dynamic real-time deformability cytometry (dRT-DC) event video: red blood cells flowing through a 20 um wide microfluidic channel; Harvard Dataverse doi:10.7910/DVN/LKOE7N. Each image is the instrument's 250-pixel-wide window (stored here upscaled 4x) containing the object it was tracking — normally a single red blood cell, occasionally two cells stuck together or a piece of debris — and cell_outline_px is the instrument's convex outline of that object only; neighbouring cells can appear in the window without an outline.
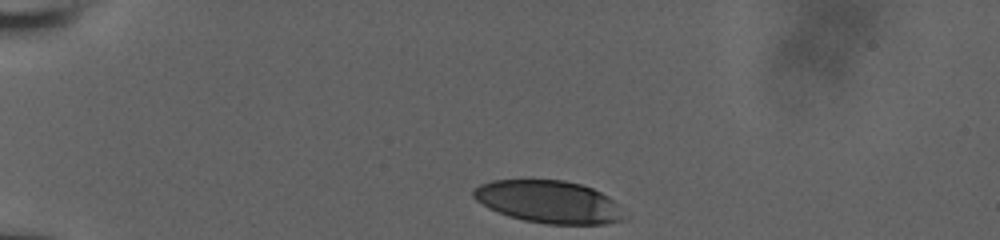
{"species": "human", "species_latin": "Homo sapiens", "temperature_condition": "room temperature", "stored_images_in_passage": 34, "camera_frame_rate_fps": 3000, "um_per_image_px": 0.085, "donor": {"sex": "male"}, "frame": {"image": 1, "passage_image": 1, "time_ms": 0.0, "image_size_px": [1000, 240], "cell_outline_px": [[632, 216], [628, 220], [604, 224], [548, 224], [524, 220], [508, 216], [488, 208], [476, 200], [472, 196], [472, 188], [480, 184], [492, 180], [564, 180], [580, 184], [592, 188], [608, 196]], "centroid_in_image_um": [46.71, 17.17], "position_along_channel_um": 38.3, "area_um2": 37.92}}
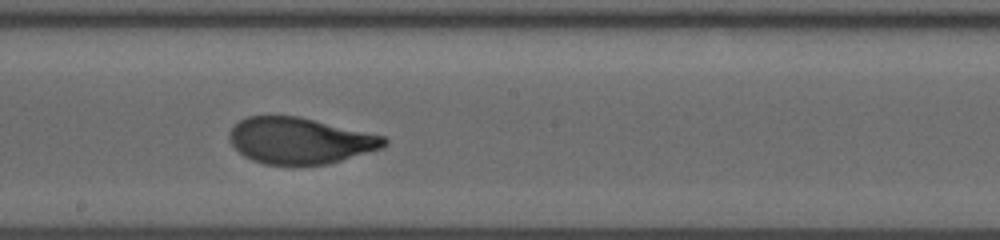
{"frame": {"image": 2, "passage_image": 20, "time_ms": 6.333, "image_size_px": [1000, 240], "cell_outline_px": [[388, 144], [384, 148], [328, 164], [292, 168], [264, 164], [252, 160], [244, 156], [232, 144], [228, 136], [232, 128], [240, 120], [248, 116], [300, 116], [384, 136], [388, 140]], "centroid_in_image_um": [25.52, 12.0], "position_along_channel_um": 222.7, "area_um2": 42.48}}
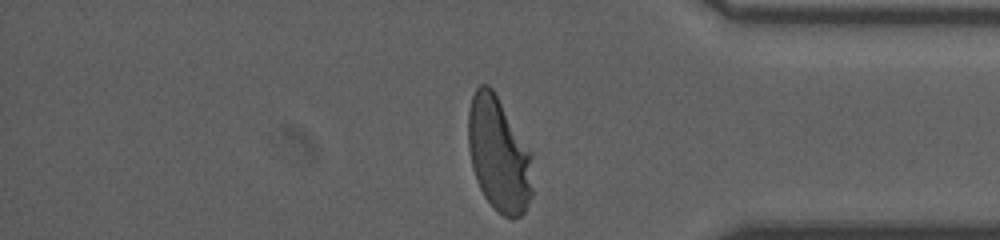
{"frame": {"image": 3, "passage_image": 34, "time_ms": 11.0, "image_size_px": [1000, 240], "cell_outline_px": [[532, 196], [524, 212], [520, 216], [512, 220], [496, 212], [484, 196], [476, 180], [472, 168], [468, 148], [468, 108], [472, 96], [476, 88], [480, 84], [488, 84], [492, 88], [532, 152]], "centroid_in_image_um": [42.39, 13.15], "position_along_channel_um": 392.8, "area_um2": 43.58}, "authors_computed_cell_mechanics": {"area_um2": 42.0495, "velocity_mm_per_s": 3.9258, "shape_relaxation_time_tau1_ms": 3.8651, "shape_relaxation_time_tau2_ms": null, "deformation_change_tau1": 0.1858, "deformation_change_tau2": null}}